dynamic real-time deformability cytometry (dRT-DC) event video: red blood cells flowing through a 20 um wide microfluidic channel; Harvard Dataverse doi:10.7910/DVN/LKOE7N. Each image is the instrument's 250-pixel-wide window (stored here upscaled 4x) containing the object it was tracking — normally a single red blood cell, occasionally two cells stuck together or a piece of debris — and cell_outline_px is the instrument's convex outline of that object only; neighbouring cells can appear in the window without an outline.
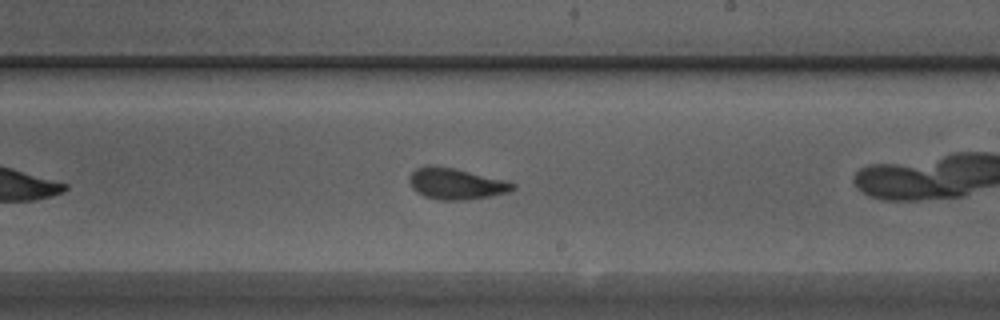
{"species": "Egyptian fruit bat (a non-hibernating species)", "species_latin": "Rousettus aegyptiacus", "temperature_condition": "warm", "stored_images_in_passage": 34, "camera_frame_rate_fps": 3000, "um_per_image_px": 0.085, "animal": {"sex": "male"}, "frame": {"image": 1, "passage_image": 15, "time_ms": 4.667, "image_size_px": [1000, 320], "cell_outline_px": [[516, 188], [508, 192], [492, 196], [464, 200], [440, 200], [424, 196], [416, 192], [412, 188], [408, 180], [408, 176], [416, 168], [428, 164], [456, 168], [504, 180], [516, 184]], "centroid_in_image_um": [38.73, 15.61], "position_along_channel_um": 250.3, "area_um2": 19.02}, "authors_computed_cell_mechanics": {"area_um2": 18.7272, "velocity_mm_per_s": 4.1192, "shape_relaxation_time_tau1_ms": 2.7339, "shape_relaxation_time_tau2_ms": 0.8692, "deformation_change_tau1": 0.14, "deformation_change_tau2": 0.077}}